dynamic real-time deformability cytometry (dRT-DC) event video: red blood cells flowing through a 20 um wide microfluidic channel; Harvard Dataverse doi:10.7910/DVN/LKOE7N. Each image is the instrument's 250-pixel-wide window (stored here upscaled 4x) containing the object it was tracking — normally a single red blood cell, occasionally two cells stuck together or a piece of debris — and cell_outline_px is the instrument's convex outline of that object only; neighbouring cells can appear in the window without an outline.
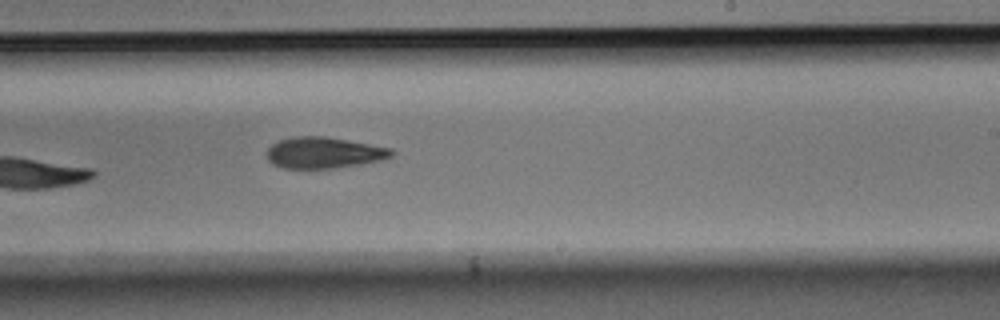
{"species": "Egyptian fruit bat (a non-hibernating species)", "species_latin": "Rousettus aegyptiacus", "temperature_condition": "room temperature", "stored_images_in_passage": 10, "camera_frame_rate_fps": 3000, "um_per_image_px": 0.085, "animal": {"sex": "male"}, "frame": {"image": 1, "passage_image": 10, "time_ms": 3.0, "image_size_px": [1000, 320], "cell_outline_px": [[396, 152], [392, 156], [380, 160], [360, 164], [332, 168], [284, 168], [272, 164], [268, 160], [268, 148], [272, 144], [280, 140], [292, 136], [324, 136], [392, 148]], "centroid_in_image_um": [27.53, 12.97], "position_along_channel_um": 261.5, "area_um2": 22.54}}